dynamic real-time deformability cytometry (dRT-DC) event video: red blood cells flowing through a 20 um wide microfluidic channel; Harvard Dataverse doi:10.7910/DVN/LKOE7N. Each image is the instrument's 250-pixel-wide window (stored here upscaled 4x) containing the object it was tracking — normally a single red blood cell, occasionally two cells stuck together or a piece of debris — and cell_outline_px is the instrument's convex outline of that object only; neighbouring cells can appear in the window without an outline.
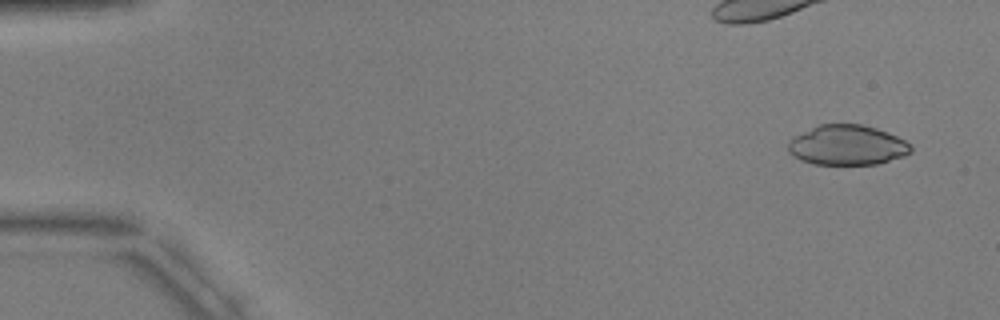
{"species": "common noctule bat (a hibernating species)", "species_latin": "Nyctalus noctula", "temperature_condition": "warm", "stored_images_in_passage": 6, "camera_frame_rate_fps": 3000, "um_per_image_px": 0.085, "animal": {"sex": "male", "body_mass_g": 17.9, "forearm_length_mm": 54.2}, "frame": {"image": 1, "passage_image": 1, "time_ms": 0.0, "image_size_px": [1000, 320], "cell_outline_px": [[912, 152], [904, 156], [876, 164], [816, 164], [800, 160], [792, 156], [788, 152], [788, 140], [792, 136], [820, 124], [860, 124], [876, 128], [896, 136], [912, 144]], "centroid_in_image_um": [71.99, 12.33], "position_along_channel_um": 13.0, "area_um2": 28.73}}
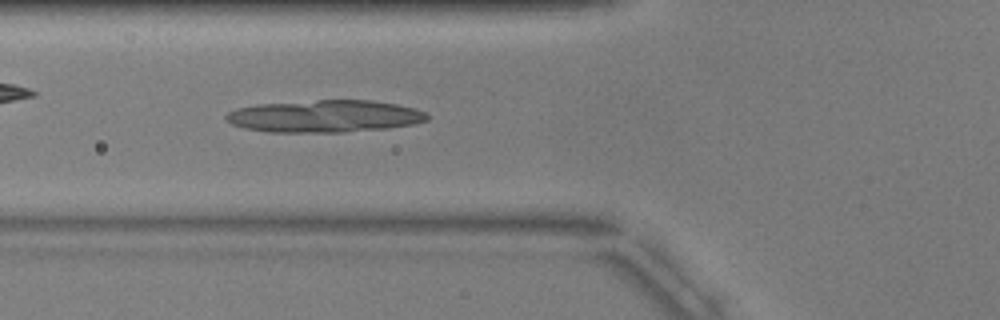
{"frame": {"image": 2, "passage_image": 6, "time_ms": 5.667, "image_size_px": [1000, 320], "cell_outline_px": [[428, 120], [416, 124], [388, 128], [344, 132], [268, 132], [244, 128], [232, 124], [224, 116], [228, 112], [236, 108], [256, 104], [316, 100], [372, 100], [396, 104], [416, 108], [428, 112]], "centroid_in_image_um": [27.63, 9.87], "position_along_channel_um": 98.2, "area_um2": 38.09}}